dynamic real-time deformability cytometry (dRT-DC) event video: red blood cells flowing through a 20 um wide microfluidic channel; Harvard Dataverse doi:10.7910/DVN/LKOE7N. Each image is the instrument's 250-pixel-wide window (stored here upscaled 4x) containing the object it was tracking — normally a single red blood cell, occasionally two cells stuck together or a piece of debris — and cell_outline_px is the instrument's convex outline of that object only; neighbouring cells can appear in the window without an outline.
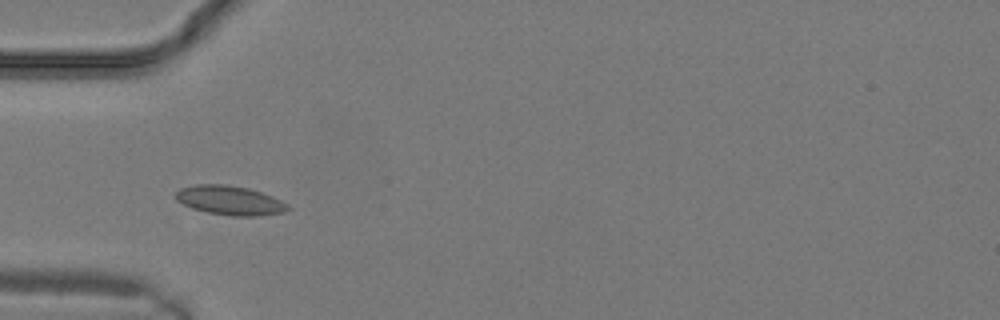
{"species": "common noctule bat (a hibernating species)", "species_latin": "Nyctalus noctula", "temperature_condition": "warm", "stored_images_in_passage": 13, "camera_frame_rate_fps": 3000, "um_per_image_px": 0.085, "animal": {"sex": "male", "body_mass_g": 19.2, "forearm_length_mm": 51.8}, "frame": {"image": 1, "passage_image": 4, "time_ms": 1.0, "image_size_px": [1000, 320], "cell_outline_px": [[272, 212], [216, 212], [200, 208], [188, 204], [180, 200], [188, 188], [240, 188], [264, 196]], "centroid_in_image_um": [19.22, 17.01], "position_along_channel_um": 65.8, "area_um2": 12.66}}
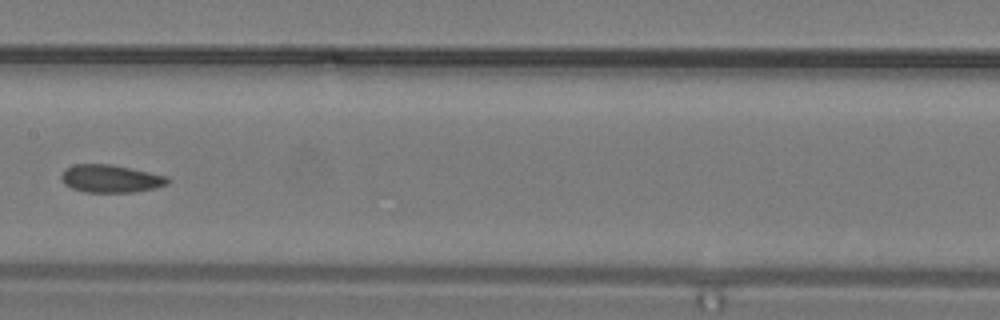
{"frame": {"image": 2, "passage_image": 9, "time_ms": 2.667, "image_size_px": [1000, 320], "cell_outline_px": [[164, 180], [160, 184], [144, 188], [80, 188], [68, 184], [64, 180], [64, 172], [72, 168], [120, 168], [156, 176]], "centroid_in_image_um": [9.3, 15.17], "position_along_channel_um": 198.1, "area_um2": 11.96}}
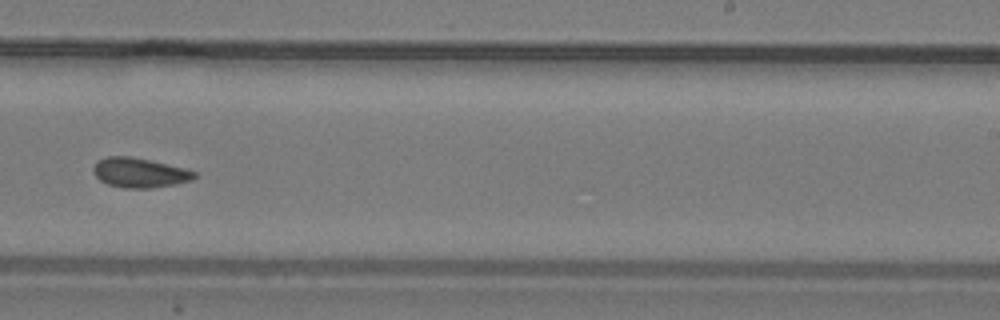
{"frame": {"image": 3, "passage_image": 12, "time_ms": 3.667, "image_size_px": [1000, 320], "cell_outline_px": [[192, 176], [180, 180], [160, 184], [112, 184], [104, 180], [96, 172], [96, 164], [104, 160], [140, 160], [160, 164], [192, 172]], "centroid_in_image_um": [11.8, 14.66], "position_along_channel_um": 277.2, "area_um2": 13.01}}